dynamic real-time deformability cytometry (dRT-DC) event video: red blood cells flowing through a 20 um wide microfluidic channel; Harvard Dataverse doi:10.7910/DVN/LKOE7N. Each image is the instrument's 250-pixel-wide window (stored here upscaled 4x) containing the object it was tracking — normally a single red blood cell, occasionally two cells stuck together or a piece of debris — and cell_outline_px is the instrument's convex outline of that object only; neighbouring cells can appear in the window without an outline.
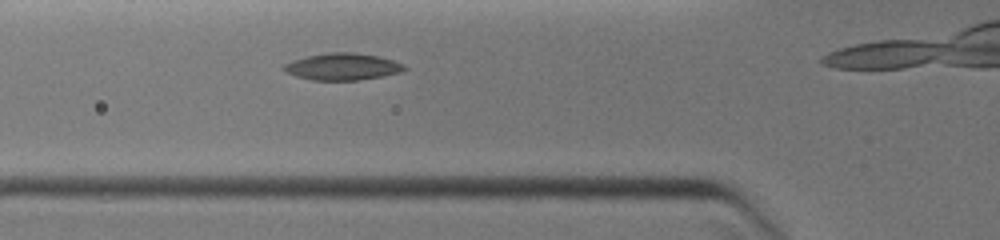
{"species": "common noctule bat (a hibernating species)", "species_latin": "Nyctalus noctula", "temperature_condition": "warm", "stored_images_in_passage": 4, "camera_frame_rate_fps": 3000, "um_per_image_px": 0.085, "animal": {"sex": "female", "body_mass_g": 19.0, "forearm_length_mm": 51.5}, "frame": {"image": 1, "passage_image": 3, "time_ms": 2.333, "image_size_px": [1000, 240], "cell_outline_px": [[408, 68], [404, 72], [360, 80], [312, 80], [296, 76], [280, 68], [284, 64], [292, 60], [308, 56], [328, 52], [356, 52], [380, 56], [404, 64]], "centroid_in_image_um": [29.15, 5.66], "position_along_channel_um": 96.6, "area_um2": 19.07}}